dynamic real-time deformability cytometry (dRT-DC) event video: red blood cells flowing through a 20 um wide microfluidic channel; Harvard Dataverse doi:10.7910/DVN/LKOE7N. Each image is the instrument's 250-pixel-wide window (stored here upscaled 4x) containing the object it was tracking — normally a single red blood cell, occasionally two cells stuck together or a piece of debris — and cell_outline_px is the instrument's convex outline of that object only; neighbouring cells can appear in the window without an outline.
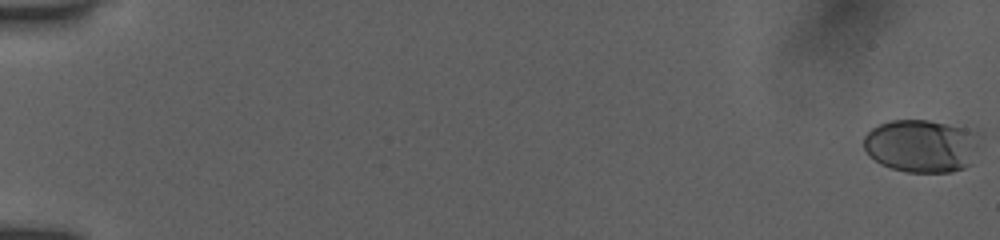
{"species": "human", "species_latin": "Homo sapiens", "temperature_condition": "room temperature", "stored_images_in_passage": 19, "camera_frame_rate_fps": 3000, "um_per_image_px": 0.085, "donor": {"sex": "female"}, "frame": {"image": 1, "passage_image": 1, "time_ms": 0.0, "image_size_px": [1000, 240], "cell_outline_px": [[984, 132], [972, 164], [964, 168], [952, 172], [908, 172], [892, 168], [880, 164], [868, 156], [864, 148], [864, 136], [872, 128], [880, 124], [892, 120], [928, 120]], "centroid_in_image_um": [78.4, 12.4], "position_along_channel_um": 6.6, "area_um2": 36.47}}
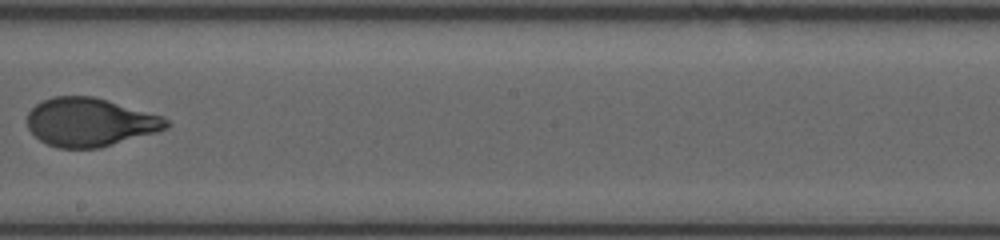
{"frame": {"image": 2, "passage_image": 12, "time_ms": 3.667, "image_size_px": [1000, 240], "cell_outline_px": [[172, 124], [168, 128], [156, 132], [100, 148], [60, 148], [48, 144], [40, 140], [28, 128], [28, 112], [36, 104], [52, 96], [92, 96], [108, 100], [164, 116]], "centroid_in_image_um": [7.68, 10.38], "position_along_channel_um": 240.5, "area_um2": 39.3}}
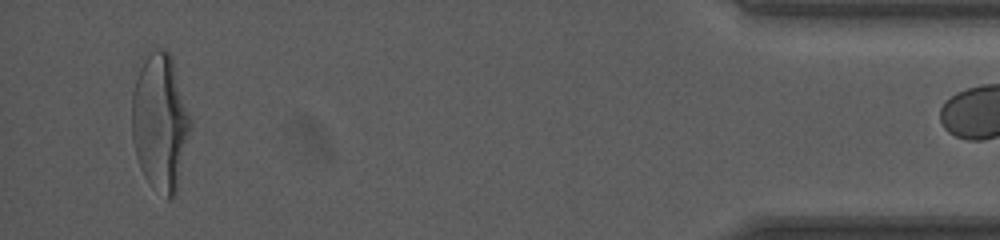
{"frame": {"image": 3, "passage_image": 18, "time_ms": 5.667, "image_size_px": [1000, 240], "cell_outline_px": [[192, 124], [176, 196], [168, 200], [152, 188], [144, 176], [140, 168], [136, 156], [132, 140], [132, 92], [140, 68], [144, 60], [152, 52], [160, 48], [168, 52], [172, 56], [192, 120]], "centroid_in_image_um": [13.63, 10.46], "position_along_channel_um": 421.6, "area_um2": 47.05}}